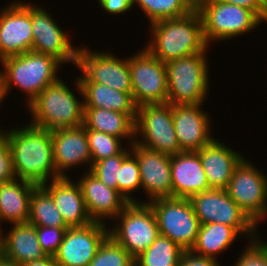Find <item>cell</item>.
<instances>
[{
    "instance_id": "cell-12",
    "label": "cell",
    "mask_w": 267,
    "mask_h": 266,
    "mask_svg": "<svg viewBox=\"0 0 267 266\" xmlns=\"http://www.w3.org/2000/svg\"><path fill=\"white\" fill-rule=\"evenodd\" d=\"M132 97L137 107L167 103L168 85L165 63L145 47L129 56Z\"/></svg>"
},
{
    "instance_id": "cell-10",
    "label": "cell",
    "mask_w": 267,
    "mask_h": 266,
    "mask_svg": "<svg viewBox=\"0 0 267 266\" xmlns=\"http://www.w3.org/2000/svg\"><path fill=\"white\" fill-rule=\"evenodd\" d=\"M147 203L155 214L159 234L170 238L182 249L191 250L201 224L190 199L168 197Z\"/></svg>"
},
{
    "instance_id": "cell-44",
    "label": "cell",
    "mask_w": 267,
    "mask_h": 266,
    "mask_svg": "<svg viewBox=\"0 0 267 266\" xmlns=\"http://www.w3.org/2000/svg\"><path fill=\"white\" fill-rule=\"evenodd\" d=\"M3 228L0 227V259L3 257Z\"/></svg>"
},
{
    "instance_id": "cell-7",
    "label": "cell",
    "mask_w": 267,
    "mask_h": 266,
    "mask_svg": "<svg viewBox=\"0 0 267 266\" xmlns=\"http://www.w3.org/2000/svg\"><path fill=\"white\" fill-rule=\"evenodd\" d=\"M111 226L113 227H109V235L134 259L159 235L155 214L148 203H128Z\"/></svg>"
},
{
    "instance_id": "cell-19",
    "label": "cell",
    "mask_w": 267,
    "mask_h": 266,
    "mask_svg": "<svg viewBox=\"0 0 267 266\" xmlns=\"http://www.w3.org/2000/svg\"><path fill=\"white\" fill-rule=\"evenodd\" d=\"M51 136L54 165L60 177H69L67 172L71 168L75 170L83 164L90 171L92 159L86 128L83 125L52 130Z\"/></svg>"
},
{
    "instance_id": "cell-48",
    "label": "cell",
    "mask_w": 267,
    "mask_h": 266,
    "mask_svg": "<svg viewBox=\"0 0 267 266\" xmlns=\"http://www.w3.org/2000/svg\"><path fill=\"white\" fill-rule=\"evenodd\" d=\"M266 216H267V213H266L265 217L261 220L262 222L264 221V219L266 220Z\"/></svg>"
},
{
    "instance_id": "cell-20",
    "label": "cell",
    "mask_w": 267,
    "mask_h": 266,
    "mask_svg": "<svg viewBox=\"0 0 267 266\" xmlns=\"http://www.w3.org/2000/svg\"><path fill=\"white\" fill-rule=\"evenodd\" d=\"M77 180L87 212L93 222L107 224L108 219L113 222L128 204L117 190L107 187L88 170H85Z\"/></svg>"
},
{
    "instance_id": "cell-30",
    "label": "cell",
    "mask_w": 267,
    "mask_h": 266,
    "mask_svg": "<svg viewBox=\"0 0 267 266\" xmlns=\"http://www.w3.org/2000/svg\"><path fill=\"white\" fill-rule=\"evenodd\" d=\"M148 19V24L157 21L180 18L196 8V0H133Z\"/></svg>"
},
{
    "instance_id": "cell-42",
    "label": "cell",
    "mask_w": 267,
    "mask_h": 266,
    "mask_svg": "<svg viewBox=\"0 0 267 266\" xmlns=\"http://www.w3.org/2000/svg\"><path fill=\"white\" fill-rule=\"evenodd\" d=\"M21 266H58V265L55 262L54 256L47 255L42 259L26 262Z\"/></svg>"
},
{
    "instance_id": "cell-39",
    "label": "cell",
    "mask_w": 267,
    "mask_h": 266,
    "mask_svg": "<svg viewBox=\"0 0 267 266\" xmlns=\"http://www.w3.org/2000/svg\"><path fill=\"white\" fill-rule=\"evenodd\" d=\"M178 266H220V262L210 257L197 255L191 250H184Z\"/></svg>"
},
{
    "instance_id": "cell-16",
    "label": "cell",
    "mask_w": 267,
    "mask_h": 266,
    "mask_svg": "<svg viewBox=\"0 0 267 266\" xmlns=\"http://www.w3.org/2000/svg\"><path fill=\"white\" fill-rule=\"evenodd\" d=\"M108 235L109 226L101 222L68 228L54 255L55 262L58 266H88Z\"/></svg>"
},
{
    "instance_id": "cell-18",
    "label": "cell",
    "mask_w": 267,
    "mask_h": 266,
    "mask_svg": "<svg viewBox=\"0 0 267 266\" xmlns=\"http://www.w3.org/2000/svg\"><path fill=\"white\" fill-rule=\"evenodd\" d=\"M205 104L172 105L175 134L181 151H198L211 142L212 121Z\"/></svg>"
},
{
    "instance_id": "cell-37",
    "label": "cell",
    "mask_w": 267,
    "mask_h": 266,
    "mask_svg": "<svg viewBox=\"0 0 267 266\" xmlns=\"http://www.w3.org/2000/svg\"><path fill=\"white\" fill-rule=\"evenodd\" d=\"M67 229L36 226L39 244L46 255L54 256L58 252Z\"/></svg>"
},
{
    "instance_id": "cell-25",
    "label": "cell",
    "mask_w": 267,
    "mask_h": 266,
    "mask_svg": "<svg viewBox=\"0 0 267 266\" xmlns=\"http://www.w3.org/2000/svg\"><path fill=\"white\" fill-rule=\"evenodd\" d=\"M10 227L6 234L3 233V257L23 265L47 256L39 244L36 226L27 222Z\"/></svg>"
},
{
    "instance_id": "cell-40",
    "label": "cell",
    "mask_w": 267,
    "mask_h": 266,
    "mask_svg": "<svg viewBox=\"0 0 267 266\" xmlns=\"http://www.w3.org/2000/svg\"><path fill=\"white\" fill-rule=\"evenodd\" d=\"M99 6L108 14L119 15L133 8V0H97Z\"/></svg>"
},
{
    "instance_id": "cell-1",
    "label": "cell",
    "mask_w": 267,
    "mask_h": 266,
    "mask_svg": "<svg viewBox=\"0 0 267 266\" xmlns=\"http://www.w3.org/2000/svg\"><path fill=\"white\" fill-rule=\"evenodd\" d=\"M21 126L2 132L11 149L16 178L38 186L59 178L53 160L51 131L28 123Z\"/></svg>"
},
{
    "instance_id": "cell-29",
    "label": "cell",
    "mask_w": 267,
    "mask_h": 266,
    "mask_svg": "<svg viewBox=\"0 0 267 266\" xmlns=\"http://www.w3.org/2000/svg\"><path fill=\"white\" fill-rule=\"evenodd\" d=\"M28 223L34 226L69 228L51 195L41 185L31 195Z\"/></svg>"
},
{
    "instance_id": "cell-32",
    "label": "cell",
    "mask_w": 267,
    "mask_h": 266,
    "mask_svg": "<svg viewBox=\"0 0 267 266\" xmlns=\"http://www.w3.org/2000/svg\"><path fill=\"white\" fill-rule=\"evenodd\" d=\"M141 189V178L138 160L130 153L121 164L119 179L117 180V191L127 200L128 203H144V200L133 196V192ZM135 197V198H134Z\"/></svg>"
},
{
    "instance_id": "cell-47",
    "label": "cell",
    "mask_w": 267,
    "mask_h": 266,
    "mask_svg": "<svg viewBox=\"0 0 267 266\" xmlns=\"http://www.w3.org/2000/svg\"><path fill=\"white\" fill-rule=\"evenodd\" d=\"M5 130V128L3 129V128H1L0 129V134H2V132Z\"/></svg>"
},
{
    "instance_id": "cell-24",
    "label": "cell",
    "mask_w": 267,
    "mask_h": 266,
    "mask_svg": "<svg viewBox=\"0 0 267 266\" xmlns=\"http://www.w3.org/2000/svg\"><path fill=\"white\" fill-rule=\"evenodd\" d=\"M37 186L19 178L0 183V227L4 222L11 225L28 222L30 198Z\"/></svg>"
},
{
    "instance_id": "cell-43",
    "label": "cell",
    "mask_w": 267,
    "mask_h": 266,
    "mask_svg": "<svg viewBox=\"0 0 267 266\" xmlns=\"http://www.w3.org/2000/svg\"><path fill=\"white\" fill-rule=\"evenodd\" d=\"M0 266H21L16 262L10 261L8 259H6L5 257H2L0 259Z\"/></svg>"
},
{
    "instance_id": "cell-35",
    "label": "cell",
    "mask_w": 267,
    "mask_h": 266,
    "mask_svg": "<svg viewBox=\"0 0 267 266\" xmlns=\"http://www.w3.org/2000/svg\"><path fill=\"white\" fill-rule=\"evenodd\" d=\"M128 146L120 154L102 159L91 165L90 172L94 174L107 187L117 190V180L119 179V169L122 161L131 153Z\"/></svg>"
},
{
    "instance_id": "cell-15",
    "label": "cell",
    "mask_w": 267,
    "mask_h": 266,
    "mask_svg": "<svg viewBox=\"0 0 267 266\" xmlns=\"http://www.w3.org/2000/svg\"><path fill=\"white\" fill-rule=\"evenodd\" d=\"M8 4L0 9V60L32 50L31 2Z\"/></svg>"
},
{
    "instance_id": "cell-26",
    "label": "cell",
    "mask_w": 267,
    "mask_h": 266,
    "mask_svg": "<svg viewBox=\"0 0 267 266\" xmlns=\"http://www.w3.org/2000/svg\"><path fill=\"white\" fill-rule=\"evenodd\" d=\"M137 113H122L103 108H84L83 126L98 132H104L129 145L135 142V120Z\"/></svg>"
},
{
    "instance_id": "cell-22",
    "label": "cell",
    "mask_w": 267,
    "mask_h": 266,
    "mask_svg": "<svg viewBox=\"0 0 267 266\" xmlns=\"http://www.w3.org/2000/svg\"><path fill=\"white\" fill-rule=\"evenodd\" d=\"M197 152L210 189H226L235 168L245 158L238 150L221 143L217 138Z\"/></svg>"
},
{
    "instance_id": "cell-28",
    "label": "cell",
    "mask_w": 267,
    "mask_h": 266,
    "mask_svg": "<svg viewBox=\"0 0 267 266\" xmlns=\"http://www.w3.org/2000/svg\"><path fill=\"white\" fill-rule=\"evenodd\" d=\"M239 236V237H238ZM241 235L233 228L221 223L200 225L196 243L191 251L197 255L218 259V254L227 251Z\"/></svg>"
},
{
    "instance_id": "cell-21",
    "label": "cell",
    "mask_w": 267,
    "mask_h": 266,
    "mask_svg": "<svg viewBox=\"0 0 267 266\" xmlns=\"http://www.w3.org/2000/svg\"><path fill=\"white\" fill-rule=\"evenodd\" d=\"M52 197L69 228L84 227L93 222L89 216L80 185L70 177H59L41 185Z\"/></svg>"
},
{
    "instance_id": "cell-2",
    "label": "cell",
    "mask_w": 267,
    "mask_h": 266,
    "mask_svg": "<svg viewBox=\"0 0 267 266\" xmlns=\"http://www.w3.org/2000/svg\"><path fill=\"white\" fill-rule=\"evenodd\" d=\"M0 86L4 98H7L12 88L22 90L26 95V107L47 86L54 84L61 77L59 70L62 63L56 58L28 51L23 54L11 55L0 60ZM58 74V75H57Z\"/></svg>"
},
{
    "instance_id": "cell-41",
    "label": "cell",
    "mask_w": 267,
    "mask_h": 266,
    "mask_svg": "<svg viewBox=\"0 0 267 266\" xmlns=\"http://www.w3.org/2000/svg\"><path fill=\"white\" fill-rule=\"evenodd\" d=\"M229 4L250 9L255 12L261 19L265 9V0H218Z\"/></svg>"
},
{
    "instance_id": "cell-11",
    "label": "cell",
    "mask_w": 267,
    "mask_h": 266,
    "mask_svg": "<svg viewBox=\"0 0 267 266\" xmlns=\"http://www.w3.org/2000/svg\"><path fill=\"white\" fill-rule=\"evenodd\" d=\"M85 46H80L77 51L76 69L81 72L80 76L77 74V79L90 80L132 94L129 57L121 59L113 52L92 51Z\"/></svg>"
},
{
    "instance_id": "cell-38",
    "label": "cell",
    "mask_w": 267,
    "mask_h": 266,
    "mask_svg": "<svg viewBox=\"0 0 267 266\" xmlns=\"http://www.w3.org/2000/svg\"><path fill=\"white\" fill-rule=\"evenodd\" d=\"M16 178L12 154L9 143L3 134H0V183L8 182Z\"/></svg>"
},
{
    "instance_id": "cell-31",
    "label": "cell",
    "mask_w": 267,
    "mask_h": 266,
    "mask_svg": "<svg viewBox=\"0 0 267 266\" xmlns=\"http://www.w3.org/2000/svg\"><path fill=\"white\" fill-rule=\"evenodd\" d=\"M184 249L159 234L155 241L135 259V266H178Z\"/></svg>"
},
{
    "instance_id": "cell-33",
    "label": "cell",
    "mask_w": 267,
    "mask_h": 266,
    "mask_svg": "<svg viewBox=\"0 0 267 266\" xmlns=\"http://www.w3.org/2000/svg\"><path fill=\"white\" fill-rule=\"evenodd\" d=\"M88 266H135V259L108 235Z\"/></svg>"
},
{
    "instance_id": "cell-5",
    "label": "cell",
    "mask_w": 267,
    "mask_h": 266,
    "mask_svg": "<svg viewBox=\"0 0 267 266\" xmlns=\"http://www.w3.org/2000/svg\"><path fill=\"white\" fill-rule=\"evenodd\" d=\"M207 48L202 53L165 63L168 97L171 105L204 104L210 91Z\"/></svg>"
},
{
    "instance_id": "cell-3",
    "label": "cell",
    "mask_w": 267,
    "mask_h": 266,
    "mask_svg": "<svg viewBox=\"0 0 267 266\" xmlns=\"http://www.w3.org/2000/svg\"><path fill=\"white\" fill-rule=\"evenodd\" d=\"M149 27L151 37L144 47L163 63L210 48L204 40L202 20L196 9L186 16L157 21Z\"/></svg>"
},
{
    "instance_id": "cell-27",
    "label": "cell",
    "mask_w": 267,
    "mask_h": 266,
    "mask_svg": "<svg viewBox=\"0 0 267 266\" xmlns=\"http://www.w3.org/2000/svg\"><path fill=\"white\" fill-rule=\"evenodd\" d=\"M82 88L84 108H103L122 113H137L132 94L120 92L90 80H78Z\"/></svg>"
},
{
    "instance_id": "cell-46",
    "label": "cell",
    "mask_w": 267,
    "mask_h": 266,
    "mask_svg": "<svg viewBox=\"0 0 267 266\" xmlns=\"http://www.w3.org/2000/svg\"><path fill=\"white\" fill-rule=\"evenodd\" d=\"M3 100H5V98H4V95H3V92H2V90H1V86H0V106H1V104L4 102ZM1 108V107H0Z\"/></svg>"
},
{
    "instance_id": "cell-36",
    "label": "cell",
    "mask_w": 267,
    "mask_h": 266,
    "mask_svg": "<svg viewBox=\"0 0 267 266\" xmlns=\"http://www.w3.org/2000/svg\"><path fill=\"white\" fill-rule=\"evenodd\" d=\"M261 237L259 235L247 242L234 266H267V241Z\"/></svg>"
},
{
    "instance_id": "cell-6",
    "label": "cell",
    "mask_w": 267,
    "mask_h": 266,
    "mask_svg": "<svg viewBox=\"0 0 267 266\" xmlns=\"http://www.w3.org/2000/svg\"><path fill=\"white\" fill-rule=\"evenodd\" d=\"M195 9L200 14L204 40L209 47L211 42L245 36L262 25V19L252 10L218 0H196Z\"/></svg>"
},
{
    "instance_id": "cell-9",
    "label": "cell",
    "mask_w": 267,
    "mask_h": 266,
    "mask_svg": "<svg viewBox=\"0 0 267 266\" xmlns=\"http://www.w3.org/2000/svg\"><path fill=\"white\" fill-rule=\"evenodd\" d=\"M135 142L169 156L182 152L175 134L170 103L137 107Z\"/></svg>"
},
{
    "instance_id": "cell-17",
    "label": "cell",
    "mask_w": 267,
    "mask_h": 266,
    "mask_svg": "<svg viewBox=\"0 0 267 266\" xmlns=\"http://www.w3.org/2000/svg\"><path fill=\"white\" fill-rule=\"evenodd\" d=\"M131 153L138 160L141 189L150 202L158 198L173 197L171 156L133 142Z\"/></svg>"
},
{
    "instance_id": "cell-23",
    "label": "cell",
    "mask_w": 267,
    "mask_h": 266,
    "mask_svg": "<svg viewBox=\"0 0 267 266\" xmlns=\"http://www.w3.org/2000/svg\"><path fill=\"white\" fill-rule=\"evenodd\" d=\"M173 197L190 199L210 190L207 176L197 151H182L171 156Z\"/></svg>"
},
{
    "instance_id": "cell-45",
    "label": "cell",
    "mask_w": 267,
    "mask_h": 266,
    "mask_svg": "<svg viewBox=\"0 0 267 266\" xmlns=\"http://www.w3.org/2000/svg\"><path fill=\"white\" fill-rule=\"evenodd\" d=\"M267 23V0H265V9H264V13L262 16V24Z\"/></svg>"
},
{
    "instance_id": "cell-4",
    "label": "cell",
    "mask_w": 267,
    "mask_h": 266,
    "mask_svg": "<svg viewBox=\"0 0 267 266\" xmlns=\"http://www.w3.org/2000/svg\"><path fill=\"white\" fill-rule=\"evenodd\" d=\"M74 90L60 78L47 86L27 106L30 123L33 126L52 131L59 128H73L83 125V93L77 78L73 81ZM72 89V90H71ZM81 98V100L79 99Z\"/></svg>"
},
{
    "instance_id": "cell-34",
    "label": "cell",
    "mask_w": 267,
    "mask_h": 266,
    "mask_svg": "<svg viewBox=\"0 0 267 266\" xmlns=\"http://www.w3.org/2000/svg\"><path fill=\"white\" fill-rule=\"evenodd\" d=\"M86 134L92 164L110 156L120 154L127 147L126 144L125 146L123 145L126 142H124L121 138L104 132L86 129Z\"/></svg>"
},
{
    "instance_id": "cell-8",
    "label": "cell",
    "mask_w": 267,
    "mask_h": 266,
    "mask_svg": "<svg viewBox=\"0 0 267 266\" xmlns=\"http://www.w3.org/2000/svg\"><path fill=\"white\" fill-rule=\"evenodd\" d=\"M201 225L221 223L233 227L247 241L258 237L257 224L229 196L226 189H210L190 198ZM258 232V234H257Z\"/></svg>"
},
{
    "instance_id": "cell-13",
    "label": "cell",
    "mask_w": 267,
    "mask_h": 266,
    "mask_svg": "<svg viewBox=\"0 0 267 266\" xmlns=\"http://www.w3.org/2000/svg\"><path fill=\"white\" fill-rule=\"evenodd\" d=\"M226 191L259 229L267 213V174L244 158L235 168Z\"/></svg>"
},
{
    "instance_id": "cell-14",
    "label": "cell",
    "mask_w": 267,
    "mask_h": 266,
    "mask_svg": "<svg viewBox=\"0 0 267 266\" xmlns=\"http://www.w3.org/2000/svg\"><path fill=\"white\" fill-rule=\"evenodd\" d=\"M52 16L44 7L31 2L32 51L50 55L63 66L71 63L76 67L79 46L72 45L70 33L65 32Z\"/></svg>"
}]
</instances>
